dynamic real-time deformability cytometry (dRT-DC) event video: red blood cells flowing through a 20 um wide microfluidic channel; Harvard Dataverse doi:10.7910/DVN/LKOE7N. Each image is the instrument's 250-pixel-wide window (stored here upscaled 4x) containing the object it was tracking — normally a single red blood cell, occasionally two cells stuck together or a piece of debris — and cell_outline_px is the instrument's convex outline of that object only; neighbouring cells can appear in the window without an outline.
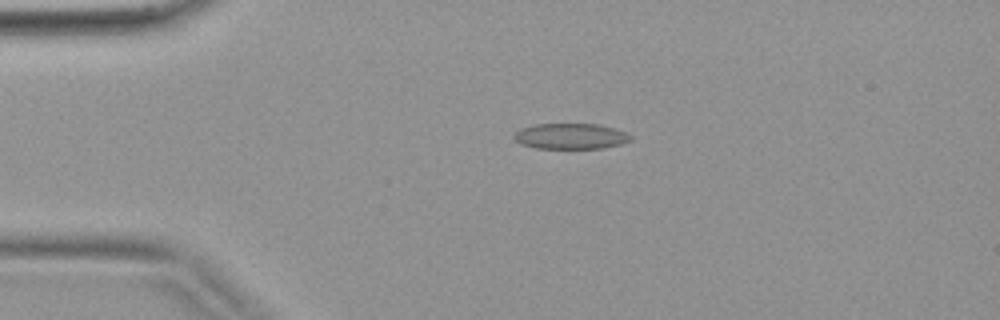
{"species": "common noctule bat (a hibernating species)", "species_latin": "Nyctalus noctula", "temperature_condition": "warm", "stored_images_in_passage": 33, "camera_frame_rate_fps": 3000, "um_per_image_px": 0.085, "animal": {"sex": "female", "body_mass_g": 19.9}, "frame": {"image": 1, "passage_image": 2, "time_ms": 0.333, "image_size_px": [1000, 320], "cell_outline_px": [[632, 140], [620, 144], [604, 148], [536, 148], [520, 144], [512, 136], [520, 128], [536, 124], [600, 124], [624, 132], [632, 136]], "centroid_in_image_um": [48.49, 11.58], "position_along_channel_um": 36.5, "area_um2": 17.4}}
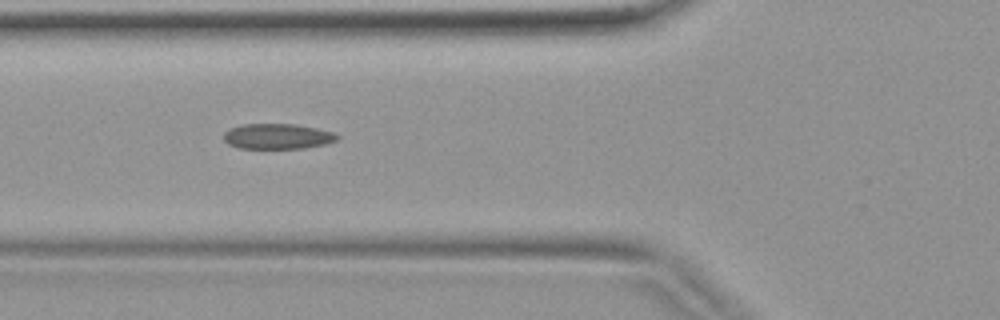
{"frame": {"image": 2, "passage_image": 8, "time_ms": 2.333, "image_size_px": [1000, 320], "cell_outline_px": [[340, 136], [336, 140], [324, 144], [304, 148], [236, 148], [228, 144], [224, 140], [224, 132], [232, 128], [244, 124], [296, 124], [316, 128], [332, 132]], "centroid_in_image_um": [23.57, 11.59], "position_along_channel_um": 102.2, "area_um2": 16.65}}
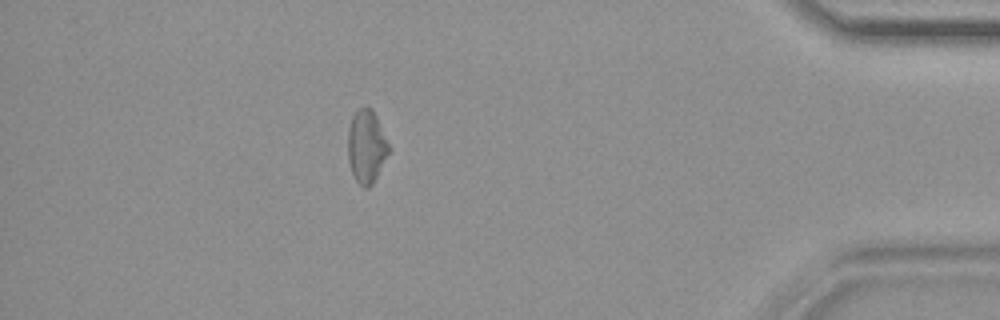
{"frame": {"image": 3, "passage_image": 29, "time_ms": 9.333, "image_size_px": [1000, 320], "cell_outline_px": [[392, 148], [372, 184], [368, 188], [364, 188], [356, 180], [352, 172], [348, 160], [348, 128], [352, 116], [360, 108], [372, 108]], "centroid_in_image_um": [31.17, 12.45], "position_along_channel_um": 404.0, "area_um2": 17.46}}